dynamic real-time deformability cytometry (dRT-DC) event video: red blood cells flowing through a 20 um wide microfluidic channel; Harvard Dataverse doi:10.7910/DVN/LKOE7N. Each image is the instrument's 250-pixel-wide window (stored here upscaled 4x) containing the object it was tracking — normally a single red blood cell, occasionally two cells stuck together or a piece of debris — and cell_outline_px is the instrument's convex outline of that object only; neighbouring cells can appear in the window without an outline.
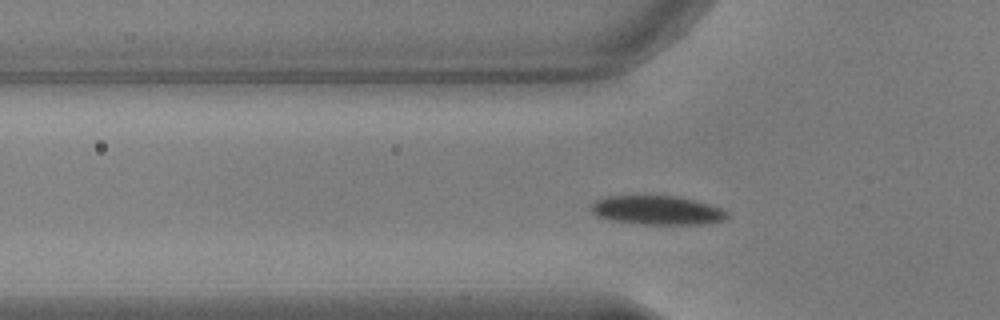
{"species": "common noctule bat (a hibernating species)", "species_latin": "Nyctalus noctula", "temperature_condition": "warm", "stored_images_in_passage": 48, "camera_frame_rate_fps": 3000, "um_per_image_px": 0.085, "animal": {"sex": "male", "body_mass_g": 17.9, "forearm_length_mm": 54.2}, "frame": {"image": 1, "passage_image": 11, "time_ms": 3.333, "image_size_px": [1000, 320], "cell_outline_px": [[728, 216], [724, 220], [704, 224], [640, 224], [608, 220], [592, 212], [592, 204], [596, 200], [608, 196], [676, 196], [708, 204], [720, 208], [728, 212]], "centroid_in_image_um": [55.86, 17.88], "position_along_channel_um": 69.9, "area_um2": 22.72}}
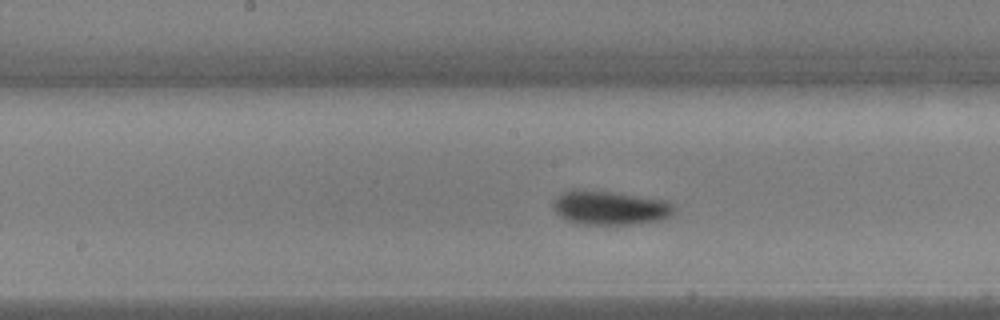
{"frame": {"image": 2, "passage_image": 21, "time_ms": 6.667, "image_size_px": [1000, 320], "cell_outline_px": [[672, 212], [668, 216], [656, 220], [632, 224], [576, 224], [560, 216], [552, 208], [552, 204], [564, 192], [572, 188], [576, 188], [612, 192], [664, 200], [672, 208]], "centroid_in_image_um": [51.73, 17.65], "position_along_channel_um": 196.5, "area_um2": 23.47}}
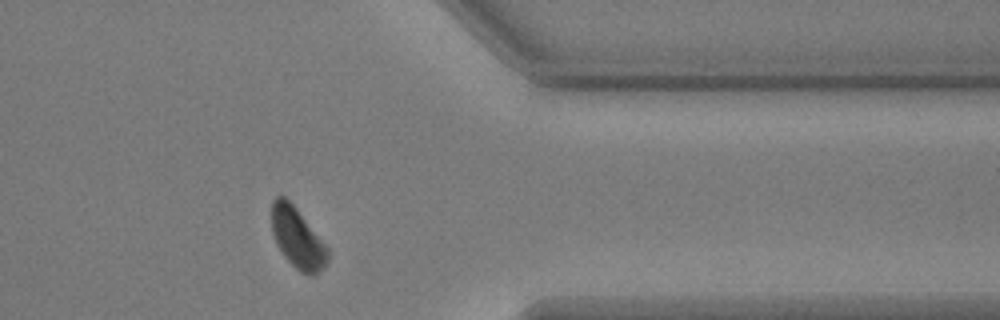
{"frame": {"image": 3, "passage_image": 37, "time_ms": 12.0, "image_size_px": [1000, 320], "cell_outline_px": [[328, 260], [324, 268], [312, 276], [300, 272], [284, 256], [276, 244], [272, 232], [272, 200], [276, 196], [284, 196], [296, 208], [328, 248]], "centroid_in_image_um": [25.28, 20.25], "position_along_channel_um": 386.1, "area_um2": 19.54}, "authors_computed_cell_mechanics": {"area_um2": 21.386, "velocity_mm_per_s": 3.7934, "shape_relaxation_time_tau1_ms": 3.143, "shape_relaxation_time_tau2_ms": null, "deformation_change_tau1": 0.125, "deformation_change_tau2": null}}